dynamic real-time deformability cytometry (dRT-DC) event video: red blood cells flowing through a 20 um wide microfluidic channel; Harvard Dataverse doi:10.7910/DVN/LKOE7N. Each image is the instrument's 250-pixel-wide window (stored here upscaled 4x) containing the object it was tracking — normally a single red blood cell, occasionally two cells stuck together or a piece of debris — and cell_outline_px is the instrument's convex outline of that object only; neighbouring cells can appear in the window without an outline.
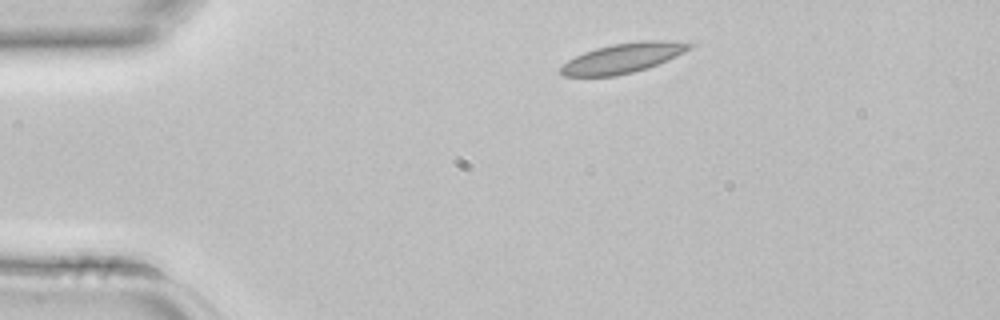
{"species": "common noctule bat (a hibernating species)", "species_latin": "Nyctalus noctula", "temperature_condition": "room temperature", "stored_images_in_passage": 2, "camera_frame_rate_fps": 3000, "um_per_image_px": 0.085, "animal": {"sex": "female", "body_mass_g": 22.7, "forearm_length_mm": 54.2}, "frame": {"image": 1, "passage_image": 1, "time_ms": 0.0, "image_size_px": [1000, 320], "cell_outline_px": [[696, 44], [692, 48], [676, 56], [656, 64], [632, 72], [612, 76], [564, 76], [560, 72], [560, 68], [568, 60], [584, 52], [596, 48], [612, 44], [644, 40], [672, 40]], "centroid_in_image_um": [52.97, 4.91], "position_along_channel_um": 32.0, "area_um2": 22.08}}